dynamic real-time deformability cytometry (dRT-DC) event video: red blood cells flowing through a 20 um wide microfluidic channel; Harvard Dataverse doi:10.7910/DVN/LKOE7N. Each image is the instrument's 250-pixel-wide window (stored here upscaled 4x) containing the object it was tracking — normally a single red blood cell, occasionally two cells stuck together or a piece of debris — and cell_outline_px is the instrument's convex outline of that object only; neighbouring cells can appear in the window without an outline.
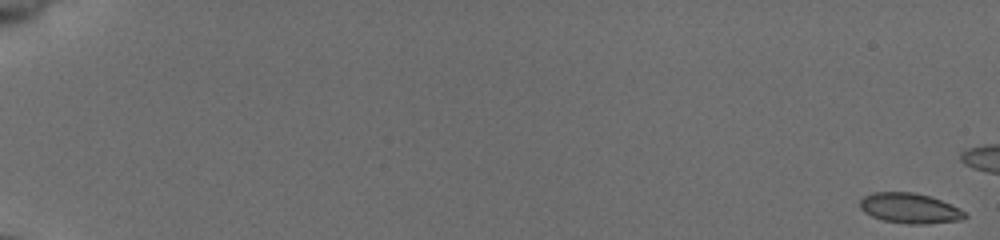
{"species": "common noctule bat (a hibernating species)", "species_latin": "Nyctalus noctula", "temperature_condition": "cold", "stored_images_in_passage": 23, "camera_frame_rate_fps": 3000, "um_per_image_px": 0.085, "animal": {"sex": "female", "body_mass_g": 19.5, "forearm_length_mm": 54.1}, "frame": {"image": 1, "passage_image": 1, "time_ms": 0.0, "image_size_px": [1000, 240], "cell_outline_px": [[968, 216], [960, 220], [924, 224], [908, 224], [884, 220], [872, 216], [864, 212], [860, 208], [860, 200], [864, 196], [872, 192], [912, 192], [928, 196], [940, 200], [960, 208]], "centroid_in_image_um": [77.31, 17.7], "position_along_channel_um": 7.7, "area_um2": 18.32}}
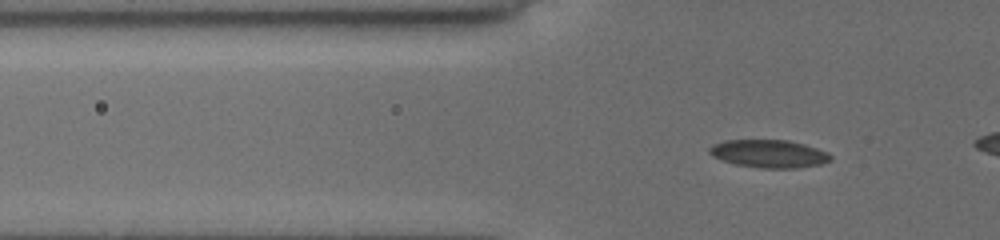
{"frame": {"image": 2, "passage_image": 20, "time_ms": 6.333, "image_size_px": [1000, 240], "cell_outline_px": [[832, 160], [820, 164], [796, 168], [760, 168], [736, 164], [720, 160], [712, 156], [708, 152], [708, 148], [712, 144], [724, 140], [788, 140], [804, 144], [828, 152], [832, 156]], "centroid_in_image_um": [65.33, 13.06], "position_along_channel_um": 60.5, "area_um2": 19.83}}